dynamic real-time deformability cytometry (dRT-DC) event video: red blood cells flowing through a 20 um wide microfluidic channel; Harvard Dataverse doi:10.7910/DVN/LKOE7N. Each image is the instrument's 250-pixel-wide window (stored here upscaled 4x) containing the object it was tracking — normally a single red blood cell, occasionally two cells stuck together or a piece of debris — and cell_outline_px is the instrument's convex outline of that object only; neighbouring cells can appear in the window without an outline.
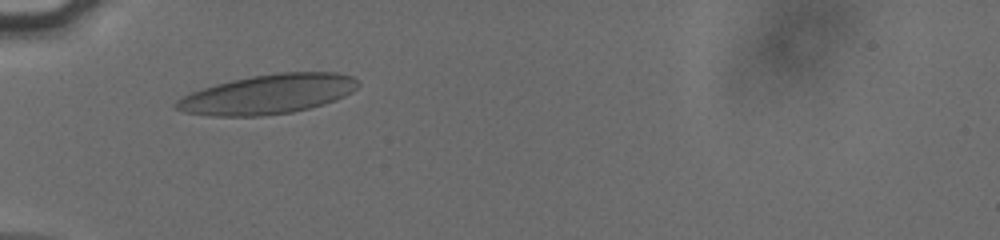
{"species": "human", "species_latin": "Homo sapiens", "temperature_condition": "cold", "stored_images_in_passage": 41, "camera_frame_rate_fps": 3000, "um_per_image_px": 0.085, "donor": {"sex": "male"}, "frame": {"image": 1, "passage_image": 9, "time_ms": 2.667, "image_size_px": [1000, 240], "cell_outline_px": [[360, 84], [352, 92], [336, 100], [324, 104], [292, 112], [260, 116], [212, 116], [184, 112], [176, 108], [172, 104], [176, 100], [192, 92], [216, 84], [232, 80], [252, 76], [280, 72], [336, 72], [352, 76]], "centroid_in_image_um": [22.79, 8.01], "position_along_channel_um": 62.2, "area_um2": 41.73}}
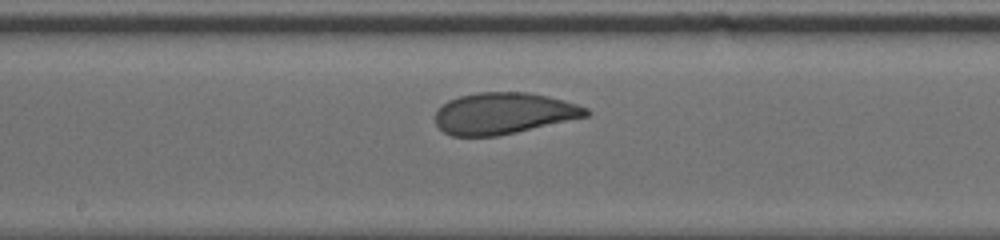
{"frame": {"image": 2, "passage_image": 21, "time_ms": 6.667, "image_size_px": [1000, 240], "cell_outline_px": [[592, 112], [588, 116], [516, 132], [496, 136], [452, 136], [444, 132], [436, 124], [436, 112], [448, 100], [460, 96], [476, 92], [528, 92], [548, 96], [564, 100], [588, 108]], "centroid_in_image_um": [42.82, 9.63], "position_along_channel_um": 205.4, "area_um2": 36.3}}
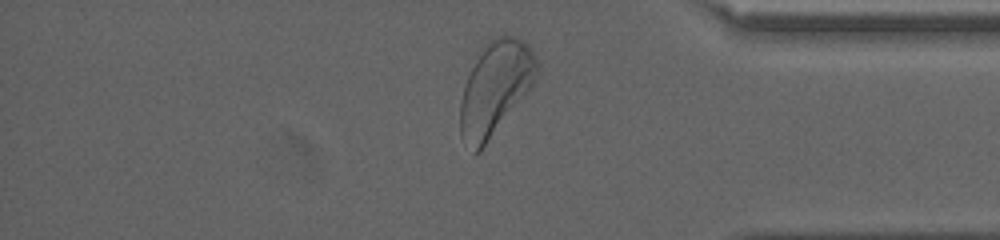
{"frame": {"image": 3, "passage_image": 37, "time_ms": 12.0, "image_size_px": [1000, 240], "cell_outline_px": [[540, 64], [532, 84], [480, 152], [472, 152], [460, 136], [460, 104], [464, 88], [476, 52], [492, 36], [504, 32], [516, 36], [528, 44]], "centroid_in_image_um": [42.07, 7.41], "position_along_channel_um": 393.1, "area_um2": 41.91}, "authors_computed_cell_mechanics": {"area_um2": 37.7434, "velocity_mm_per_s": 3.7934, "shape_relaxation_time_tau1_ms": 4.2391, "shape_relaxation_time_tau2_ms": 1.262, "deformation_change_tau1": 0.1411, "deformation_change_tau2": 0.0655}}